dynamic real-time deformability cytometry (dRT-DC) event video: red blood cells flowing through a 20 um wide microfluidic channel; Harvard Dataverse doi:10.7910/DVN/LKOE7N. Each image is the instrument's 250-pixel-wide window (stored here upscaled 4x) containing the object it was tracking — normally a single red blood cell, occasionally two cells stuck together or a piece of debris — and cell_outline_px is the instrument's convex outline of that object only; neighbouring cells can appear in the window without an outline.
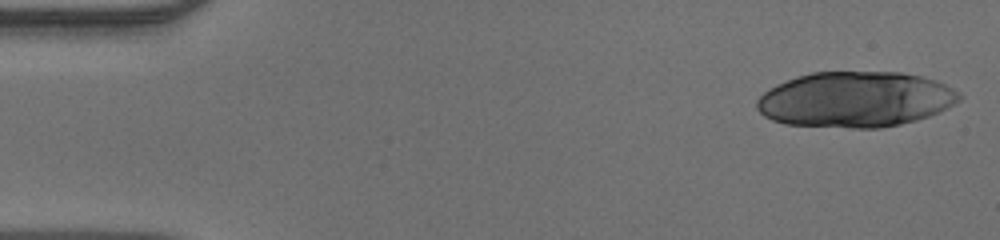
{"species": "human", "species_latin": "Homo sapiens", "temperature_condition": "warm", "stored_images_in_passage": 30, "camera_frame_rate_fps": 3000, "um_per_image_px": 0.085, "donor": {"sex": "male"}, "frame": {"image": 1, "passage_image": 1, "time_ms": 0.0, "image_size_px": [1000, 240], "cell_outline_px": [[964, 96], [956, 104], [948, 108], [928, 116], [916, 120], [900, 124], [880, 128], [848, 128], [784, 124], [772, 120], [764, 116], [756, 108], [756, 100], [764, 92], [776, 84], [796, 76], [812, 72], [900, 72], [924, 76], [936, 80], [960, 92]], "centroid_in_image_um": [72.72, 8.45], "position_along_channel_um": 12.3, "area_um2": 66.07}}
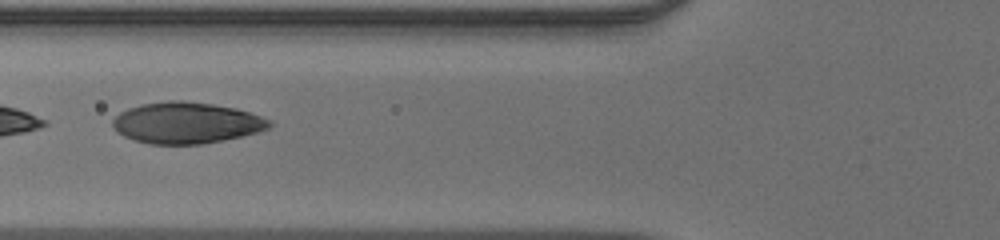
{"frame": {"image": 2, "passage_image": 18, "time_ms": 5.667, "image_size_px": [1000, 240], "cell_outline_px": [[272, 124], [268, 128], [256, 132], [240, 136], [200, 144], [152, 144], [132, 140], [116, 132], [112, 128], [112, 120], [120, 112], [128, 108], [140, 104], [168, 100], [184, 100], [212, 104], [236, 108], [272, 120]], "centroid_in_image_um": [15.79, 10.43], "position_along_channel_um": 110.0, "area_um2": 37.69}}
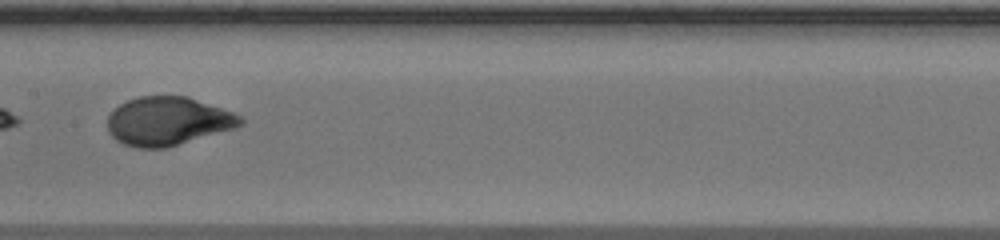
{"frame": {"image": 3, "passage_image": 24, "time_ms": 7.667, "image_size_px": [1000, 240], "cell_outline_px": [[244, 124], [236, 128], [164, 148], [136, 148], [124, 144], [116, 140], [108, 132], [108, 116], [120, 104], [128, 100], [140, 96], [188, 96], [236, 112], [244, 120]], "centroid_in_image_um": [14.31, 10.29], "position_along_channel_um": 193.1, "area_um2": 37.74}}